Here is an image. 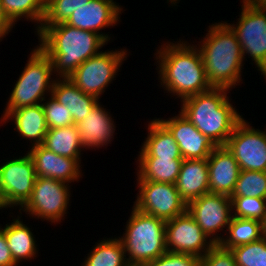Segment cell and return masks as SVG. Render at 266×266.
Returning <instances> with one entry per match:
<instances>
[{
    "mask_svg": "<svg viewBox=\"0 0 266 266\" xmlns=\"http://www.w3.org/2000/svg\"><path fill=\"white\" fill-rule=\"evenodd\" d=\"M6 209V207L4 206V204H3V201H2V199H1V197H0V209L1 210H5Z\"/></svg>",
    "mask_w": 266,
    "mask_h": 266,
    "instance_id": "41",
    "label": "cell"
},
{
    "mask_svg": "<svg viewBox=\"0 0 266 266\" xmlns=\"http://www.w3.org/2000/svg\"><path fill=\"white\" fill-rule=\"evenodd\" d=\"M21 217L17 215L16 218L11 220V223L5 224L4 227L0 226V229L5 233L12 258L18 266L21 262L34 259L39 253L35 234L32 232V228L28 227L29 225L24 224L25 222L21 220Z\"/></svg>",
    "mask_w": 266,
    "mask_h": 266,
    "instance_id": "23",
    "label": "cell"
},
{
    "mask_svg": "<svg viewBox=\"0 0 266 266\" xmlns=\"http://www.w3.org/2000/svg\"><path fill=\"white\" fill-rule=\"evenodd\" d=\"M81 266H127L126 252L118 237L98 240Z\"/></svg>",
    "mask_w": 266,
    "mask_h": 266,
    "instance_id": "27",
    "label": "cell"
},
{
    "mask_svg": "<svg viewBox=\"0 0 266 266\" xmlns=\"http://www.w3.org/2000/svg\"><path fill=\"white\" fill-rule=\"evenodd\" d=\"M51 95L61 105L69 109L75 125L82 121L99 101L97 97L83 93L68 78H57Z\"/></svg>",
    "mask_w": 266,
    "mask_h": 266,
    "instance_id": "24",
    "label": "cell"
},
{
    "mask_svg": "<svg viewBox=\"0 0 266 266\" xmlns=\"http://www.w3.org/2000/svg\"><path fill=\"white\" fill-rule=\"evenodd\" d=\"M25 152L33 160L37 177L57 179L69 184L78 182L80 178H83L82 159L58 155L42 145L30 147Z\"/></svg>",
    "mask_w": 266,
    "mask_h": 266,
    "instance_id": "17",
    "label": "cell"
},
{
    "mask_svg": "<svg viewBox=\"0 0 266 266\" xmlns=\"http://www.w3.org/2000/svg\"><path fill=\"white\" fill-rule=\"evenodd\" d=\"M162 43L158 46L159 49L156 48L154 60L158 82L167 95L171 94L182 101L212 89L202 55L194 42L189 43L179 38L176 42L163 40Z\"/></svg>",
    "mask_w": 266,
    "mask_h": 266,
    "instance_id": "1",
    "label": "cell"
},
{
    "mask_svg": "<svg viewBox=\"0 0 266 266\" xmlns=\"http://www.w3.org/2000/svg\"><path fill=\"white\" fill-rule=\"evenodd\" d=\"M229 250L237 266H266V240L263 238Z\"/></svg>",
    "mask_w": 266,
    "mask_h": 266,
    "instance_id": "32",
    "label": "cell"
},
{
    "mask_svg": "<svg viewBox=\"0 0 266 266\" xmlns=\"http://www.w3.org/2000/svg\"><path fill=\"white\" fill-rule=\"evenodd\" d=\"M42 146L58 155L72 159H81L82 152L85 151L75 124L48 129Z\"/></svg>",
    "mask_w": 266,
    "mask_h": 266,
    "instance_id": "26",
    "label": "cell"
},
{
    "mask_svg": "<svg viewBox=\"0 0 266 266\" xmlns=\"http://www.w3.org/2000/svg\"><path fill=\"white\" fill-rule=\"evenodd\" d=\"M230 91L212 88L180 101L183 116L216 146H225L235 126L243 119L234 101L231 103Z\"/></svg>",
    "mask_w": 266,
    "mask_h": 266,
    "instance_id": "4",
    "label": "cell"
},
{
    "mask_svg": "<svg viewBox=\"0 0 266 266\" xmlns=\"http://www.w3.org/2000/svg\"><path fill=\"white\" fill-rule=\"evenodd\" d=\"M90 0H51L45 6L43 22L35 33L38 36L47 26L65 23L78 8L85 6Z\"/></svg>",
    "mask_w": 266,
    "mask_h": 266,
    "instance_id": "30",
    "label": "cell"
},
{
    "mask_svg": "<svg viewBox=\"0 0 266 266\" xmlns=\"http://www.w3.org/2000/svg\"><path fill=\"white\" fill-rule=\"evenodd\" d=\"M232 216L262 221L266 213V199L257 197H230Z\"/></svg>",
    "mask_w": 266,
    "mask_h": 266,
    "instance_id": "33",
    "label": "cell"
},
{
    "mask_svg": "<svg viewBox=\"0 0 266 266\" xmlns=\"http://www.w3.org/2000/svg\"><path fill=\"white\" fill-rule=\"evenodd\" d=\"M4 13L9 20L15 25L19 20L36 23V31L40 28L44 15L45 4L43 0H1Z\"/></svg>",
    "mask_w": 266,
    "mask_h": 266,
    "instance_id": "29",
    "label": "cell"
},
{
    "mask_svg": "<svg viewBox=\"0 0 266 266\" xmlns=\"http://www.w3.org/2000/svg\"><path fill=\"white\" fill-rule=\"evenodd\" d=\"M36 178L34 163L28 153L23 157L4 159L0 165V197L6 209L12 210L14 206L20 209L27 202Z\"/></svg>",
    "mask_w": 266,
    "mask_h": 266,
    "instance_id": "10",
    "label": "cell"
},
{
    "mask_svg": "<svg viewBox=\"0 0 266 266\" xmlns=\"http://www.w3.org/2000/svg\"><path fill=\"white\" fill-rule=\"evenodd\" d=\"M147 123V137L141 144L136 158L183 159L176 140L157 117Z\"/></svg>",
    "mask_w": 266,
    "mask_h": 266,
    "instance_id": "22",
    "label": "cell"
},
{
    "mask_svg": "<svg viewBox=\"0 0 266 266\" xmlns=\"http://www.w3.org/2000/svg\"><path fill=\"white\" fill-rule=\"evenodd\" d=\"M207 161L209 192L231 196L241 171L234 155L226 146H216Z\"/></svg>",
    "mask_w": 266,
    "mask_h": 266,
    "instance_id": "19",
    "label": "cell"
},
{
    "mask_svg": "<svg viewBox=\"0 0 266 266\" xmlns=\"http://www.w3.org/2000/svg\"><path fill=\"white\" fill-rule=\"evenodd\" d=\"M34 47L9 94L0 122L12 110L40 104L51 95L58 77L54 74L51 59L38 46Z\"/></svg>",
    "mask_w": 266,
    "mask_h": 266,
    "instance_id": "6",
    "label": "cell"
},
{
    "mask_svg": "<svg viewBox=\"0 0 266 266\" xmlns=\"http://www.w3.org/2000/svg\"><path fill=\"white\" fill-rule=\"evenodd\" d=\"M121 48L105 50L83 62L69 77L83 93L93 95L99 100L106 88L116 80L123 61H126L129 52Z\"/></svg>",
    "mask_w": 266,
    "mask_h": 266,
    "instance_id": "8",
    "label": "cell"
},
{
    "mask_svg": "<svg viewBox=\"0 0 266 266\" xmlns=\"http://www.w3.org/2000/svg\"><path fill=\"white\" fill-rule=\"evenodd\" d=\"M261 229H262V238L266 240V213L261 221Z\"/></svg>",
    "mask_w": 266,
    "mask_h": 266,
    "instance_id": "40",
    "label": "cell"
},
{
    "mask_svg": "<svg viewBox=\"0 0 266 266\" xmlns=\"http://www.w3.org/2000/svg\"><path fill=\"white\" fill-rule=\"evenodd\" d=\"M15 25L9 20L7 15L4 13L3 7L0 0V42L8 36L13 30Z\"/></svg>",
    "mask_w": 266,
    "mask_h": 266,
    "instance_id": "38",
    "label": "cell"
},
{
    "mask_svg": "<svg viewBox=\"0 0 266 266\" xmlns=\"http://www.w3.org/2000/svg\"><path fill=\"white\" fill-rule=\"evenodd\" d=\"M261 238V221L232 217L226 234L219 245L229 250L238 245H245L258 241Z\"/></svg>",
    "mask_w": 266,
    "mask_h": 266,
    "instance_id": "28",
    "label": "cell"
},
{
    "mask_svg": "<svg viewBox=\"0 0 266 266\" xmlns=\"http://www.w3.org/2000/svg\"><path fill=\"white\" fill-rule=\"evenodd\" d=\"M241 1L238 21L225 23L236 34L244 61L247 55L251 57L250 64H255V69L266 80V12L258 10L247 0Z\"/></svg>",
    "mask_w": 266,
    "mask_h": 266,
    "instance_id": "9",
    "label": "cell"
},
{
    "mask_svg": "<svg viewBox=\"0 0 266 266\" xmlns=\"http://www.w3.org/2000/svg\"><path fill=\"white\" fill-rule=\"evenodd\" d=\"M125 11L114 0H90L85 6L74 11L65 22L69 26L99 34L107 43L113 41L106 28L120 23V14ZM101 30V31H100Z\"/></svg>",
    "mask_w": 266,
    "mask_h": 266,
    "instance_id": "15",
    "label": "cell"
},
{
    "mask_svg": "<svg viewBox=\"0 0 266 266\" xmlns=\"http://www.w3.org/2000/svg\"><path fill=\"white\" fill-rule=\"evenodd\" d=\"M41 104L48 129L74 125L69 109L61 105L52 95L46 97Z\"/></svg>",
    "mask_w": 266,
    "mask_h": 266,
    "instance_id": "34",
    "label": "cell"
},
{
    "mask_svg": "<svg viewBox=\"0 0 266 266\" xmlns=\"http://www.w3.org/2000/svg\"><path fill=\"white\" fill-rule=\"evenodd\" d=\"M187 211L215 244L222 241L233 217L230 196L210 192L189 202Z\"/></svg>",
    "mask_w": 266,
    "mask_h": 266,
    "instance_id": "12",
    "label": "cell"
},
{
    "mask_svg": "<svg viewBox=\"0 0 266 266\" xmlns=\"http://www.w3.org/2000/svg\"><path fill=\"white\" fill-rule=\"evenodd\" d=\"M107 110L99 100L88 115L76 124L80 142L85 150H99L102 147H107L115 138L117 126L114 123V117Z\"/></svg>",
    "mask_w": 266,
    "mask_h": 266,
    "instance_id": "18",
    "label": "cell"
},
{
    "mask_svg": "<svg viewBox=\"0 0 266 266\" xmlns=\"http://www.w3.org/2000/svg\"><path fill=\"white\" fill-rule=\"evenodd\" d=\"M136 183L138 192L133 206L141 212L167 221L187 211V203L175 184L146 180Z\"/></svg>",
    "mask_w": 266,
    "mask_h": 266,
    "instance_id": "11",
    "label": "cell"
},
{
    "mask_svg": "<svg viewBox=\"0 0 266 266\" xmlns=\"http://www.w3.org/2000/svg\"><path fill=\"white\" fill-rule=\"evenodd\" d=\"M10 121L22 139L30 141V147L42 145L48 131L42 104L12 110L1 122L0 127Z\"/></svg>",
    "mask_w": 266,
    "mask_h": 266,
    "instance_id": "20",
    "label": "cell"
},
{
    "mask_svg": "<svg viewBox=\"0 0 266 266\" xmlns=\"http://www.w3.org/2000/svg\"><path fill=\"white\" fill-rule=\"evenodd\" d=\"M184 159L137 158L136 180L175 184Z\"/></svg>",
    "mask_w": 266,
    "mask_h": 266,
    "instance_id": "25",
    "label": "cell"
},
{
    "mask_svg": "<svg viewBox=\"0 0 266 266\" xmlns=\"http://www.w3.org/2000/svg\"><path fill=\"white\" fill-rule=\"evenodd\" d=\"M120 239L129 264L146 265L164 255L166 221L141 212L132 206L131 214Z\"/></svg>",
    "mask_w": 266,
    "mask_h": 266,
    "instance_id": "5",
    "label": "cell"
},
{
    "mask_svg": "<svg viewBox=\"0 0 266 266\" xmlns=\"http://www.w3.org/2000/svg\"><path fill=\"white\" fill-rule=\"evenodd\" d=\"M0 266H18L7 246L5 233L0 229Z\"/></svg>",
    "mask_w": 266,
    "mask_h": 266,
    "instance_id": "37",
    "label": "cell"
},
{
    "mask_svg": "<svg viewBox=\"0 0 266 266\" xmlns=\"http://www.w3.org/2000/svg\"><path fill=\"white\" fill-rule=\"evenodd\" d=\"M230 197H257L266 199V172L240 171Z\"/></svg>",
    "mask_w": 266,
    "mask_h": 266,
    "instance_id": "31",
    "label": "cell"
},
{
    "mask_svg": "<svg viewBox=\"0 0 266 266\" xmlns=\"http://www.w3.org/2000/svg\"><path fill=\"white\" fill-rule=\"evenodd\" d=\"M175 185L181 198L187 204L209 193L207 159H184Z\"/></svg>",
    "mask_w": 266,
    "mask_h": 266,
    "instance_id": "21",
    "label": "cell"
},
{
    "mask_svg": "<svg viewBox=\"0 0 266 266\" xmlns=\"http://www.w3.org/2000/svg\"><path fill=\"white\" fill-rule=\"evenodd\" d=\"M43 1H44L45 6H46L51 0H43Z\"/></svg>",
    "mask_w": 266,
    "mask_h": 266,
    "instance_id": "42",
    "label": "cell"
},
{
    "mask_svg": "<svg viewBox=\"0 0 266 266\" xmlns=\"http://www.w3.org/2000/svg\"><path fill=\"white\" fill-rule=\"evenodd\" d=\"M145 266H200V258L167 251L164 255L152 260Z\"/></svg>",
    "mask_w": 266,
    "mask_h": 266,
    "instance_id": "35",
    "label": "cell"
},
{
    "mask_svg": "<svg viewBox=\"0 0 266 266\" xmlns=\"http://www.w3.org/2000/svg\"><path fill=\"white\" fill-rule=\"evenodd\" d=\"M37 38V46L51 59L54 74L58 78H68L107 44L99 34L66 23L47 26Z\"/></svg>",
    "mask_w": 266,
    "mask_h": 266,
    "instance_id": "3",
    "label": "cell"
},
{
    "mask_svg": "<svg viewBox=\"0 0 266 266\" xmlns=\"http://www.w3.org/2000/svg\"><path fill=\"white\" fill-rule=\"evenodd\" d=\"M70 187L69 183L61 180L37 177L30 198L18 209L19 214L23 215V211L30 218L60 224L69 213Z\"/></svg>",
    "mask_w": 266,
    "mask_h": 266,
    "instance_id": "7",
    "label": "cell"
},
{
    "mask_svg": "<svg viewBox=\"0 0 266 266\" xmlns=\"http://www.w3.org/2000/svg\"><path fill=\"white\" fill-rule=\"evenodd\" d=\"M206 30L201 41L195 40V43L202 55L208 82L212 88L232 91L243 83L241 73L245 62L241 45L225 21L212 23Z\"/></svg>",
    "mask_w": 266,
    "mask_h": 266,
    "instance_id": "2",
    "label": "cell"
},
{
    "mask_svg": "<svg viewBox=\"0 0 266 266\" xmlns=\"http://www.w3.org/2000/svg\"><path fill=\"white\" fill-rule=\"evenodd\" d=\"M200 266H237L230 250L215 244L201 259Z\"/></svg>",
    "mask_w": 266,
    "mask_h": 266,
    "instance_id": "36",
    "label": "cell"
},
{
    "mask_svg": "<svg viewBox=\"0 0 266 266\" xmlns=\"http://www.w3.org/2000/svg\"><path fill=\"white\" fill-rule=\"evenodd\" d=\"M171 118H157L172 134L183 159H207L216 147L183 114Z\"/></svg>",
    "mask_w": 266,
    "mask_h": 266,
    "instance_id": "16",
    "label": "cell"
},
{
    "mask_svg": "<svg viewBox=\"0 0 266 266\" xmlns=\"http://www.w3.org/2000/svg\"><path fill=\"white\" fill-rule=\"evenodd\" d=\"M166 250L202 258L215 243L186 211L166 221Z\"/></svg>",
    "mask_w": 266,
    "mask_h": 266,
    "instance_id": "14",
    "label": "cell"
},
{
    "mask_svg": "<svg viewBox=\"0 0 266 266\" xmlns=\"http://www.w3.org/2000/svg\"><path fill=\"white\" fill-rule=\"evenodd\" d=\"M225 146L234 155L241 171L266 172V129H255L243 118Z\"/></svg>",
    "mask_w": 266,
    "mask_h": 266,
    "instance_id": "13",
    "label": "cell"
},
{
    "mask_svg": "<svg viewBox=\"0 0 266 266\" xmlns=\"http://www.w3.org/2000/svg\"><path fill=\"white\" fill-rule=\"evenodd\" d=\"M247 1L250 2L258 10L266 12V0H247Z\"/></svg>",
    "mask_w": 266,
    "mask_h": 266,
    "instance_id": "39",
    "label": "cell"
},
{
    "mask_svg": "<svg viewBox=\"0 0 266 266\" xmlns=\"http://www.w3.org/2000/svg\"><path fill=\"white\" fill-rule=\"evenodd\" d=\"M127 266H145V265L128 264Z\"/></svg>",
    "mask_w": 266,
    "mask_h": 266,
    "instance_id": "43",
    "label": "cell"
}]
</instances>
